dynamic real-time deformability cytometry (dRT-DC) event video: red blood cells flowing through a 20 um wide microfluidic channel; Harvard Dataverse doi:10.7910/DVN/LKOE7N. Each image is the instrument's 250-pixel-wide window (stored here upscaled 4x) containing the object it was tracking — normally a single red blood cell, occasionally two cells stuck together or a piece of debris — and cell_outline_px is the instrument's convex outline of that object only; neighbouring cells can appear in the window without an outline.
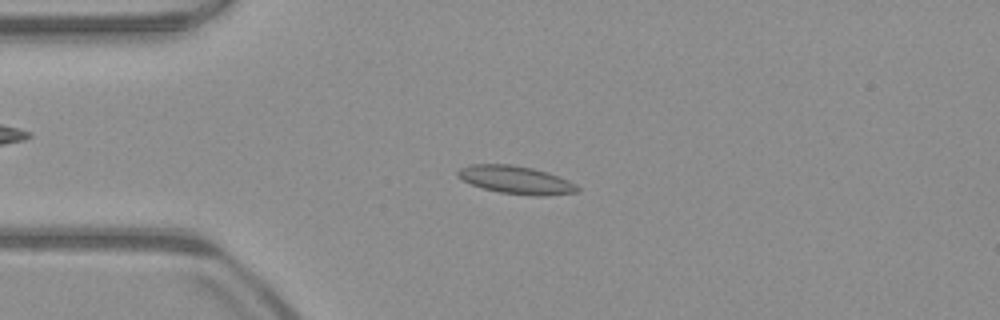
{"species": "common noctule bat (a hibernating species)", "species_latin": "Nyctalus noctula", "temperature_condition": "warm", "stored_images_in_passage": 52, "camera_frame_rate_fps": 3000, "um_per_image_px": 0.085, "animal": {"sex": "male", "body_mass_g": 23.1, "forearm_length_mm": 52.7}, "frame": {"image": 1, "passage_image": 12, "time_ms": 3.667, "image_size_px": [1000, 320], "cell_outline_px": [[580, 188], [576, 192], [544, 196], [532, 196], [500, 192], [484, 188], [472, 184], [456, 176], [456, 172], [460, 168], [472, 164], [512, 164], [532, 168], [548, 172], [568, 180], [576, 184]], "centroid_in_image_um": [43.86, 15.29], "position_along_channel_um": 41.1, "area_um2": 19.42}}
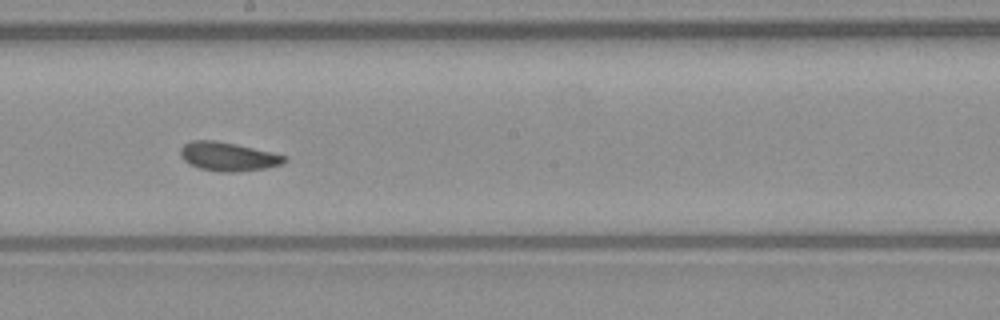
{"frame": {"image": 2, "passage_image": 28, "time_ms": 9.0, "image_size_px": [1000, 320], "cell_outline_px": [[288, 160], [284, 164], [264, 168], [236, 172], [220, 172], [200, 168], [184, 160], [180, 156], [180, 148], [184, 144], [192, 140], [216, 140], [236, 144], [272, 152], [288, 156]], "centroid_in_image_um": [19.42, 13.3], "position_along_channel_um": 228.8, "area_um2": 17.51}}
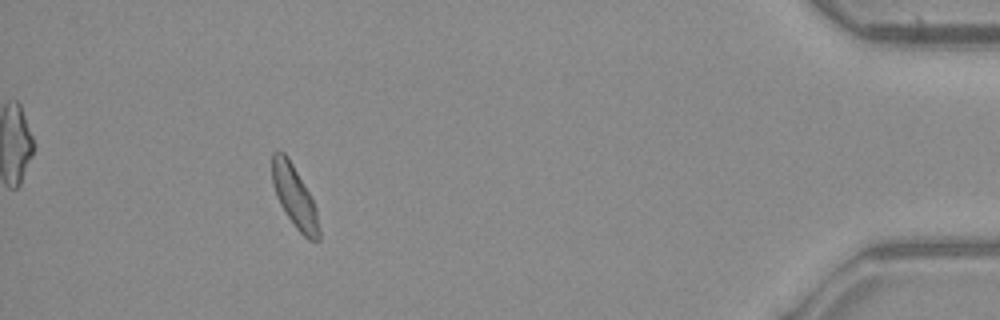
{"frame": {"image": 3, "passage_image": 47, "time_ms": 15.333, "image_size_px": [1000, 320], "cell_outline_px": [[320, 240], [308, 240], [296, 228], [280, 204], [276, 196], [272, 184], [272, 152], [284, 152], [288, 156], [308, 192], [316, 208], [320, 232]], "centroid_in_image_um": [25.03, 16.72], "position_along_channel_um": 410.2, "area_um2": 16.65}, "authors_computed_cell_mechanics": {"area_um2": 17.3689, "velocity_mm_per_s": 3.917, "shape_relaxation_time_tau1_ms": 4.596, "shape_relaxation_time_tau2_ms": 2.9734, "deformation_change_tau1": 0.1199, "deformation_change_tau2": 0.0855}}